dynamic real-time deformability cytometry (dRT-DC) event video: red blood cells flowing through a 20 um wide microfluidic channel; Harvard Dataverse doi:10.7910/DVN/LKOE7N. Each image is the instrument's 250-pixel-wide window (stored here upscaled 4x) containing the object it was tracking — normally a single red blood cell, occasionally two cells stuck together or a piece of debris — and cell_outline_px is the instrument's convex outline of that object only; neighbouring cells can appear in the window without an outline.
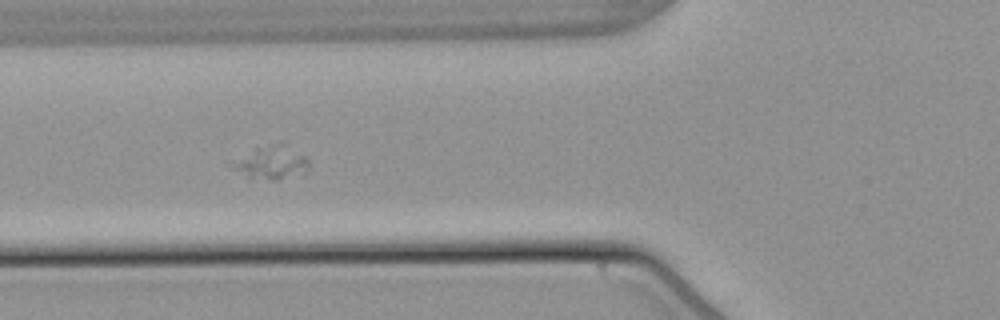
{"species": "common noctule bat (a hibernating species)", "species_latin": "Nyctalus noctula", "temperature_condition": "warm", "stored_images_in_passage": 36, "camera_frame_rate_fps": 3000, "um_per_image_px": 0.085, "animal": {"sex": "male", "body_mass_g": 21.5, "forearm_length_mm": 52.0}, "frame": {"image": 1, "passage_image": 6, "time_ms": 1.667, "image_size_px": [1000, 320], "cell_outline_px": [[308, 164], [276, 180], [248, 180], [228, 164], [256, 148], [280, 140], [284, 140], [304, 156], [308, 160]], "centroid_in_image_um": [22.93, 13.76], "position_along_channel_um": 102.9, "area_um2": 14.51}}
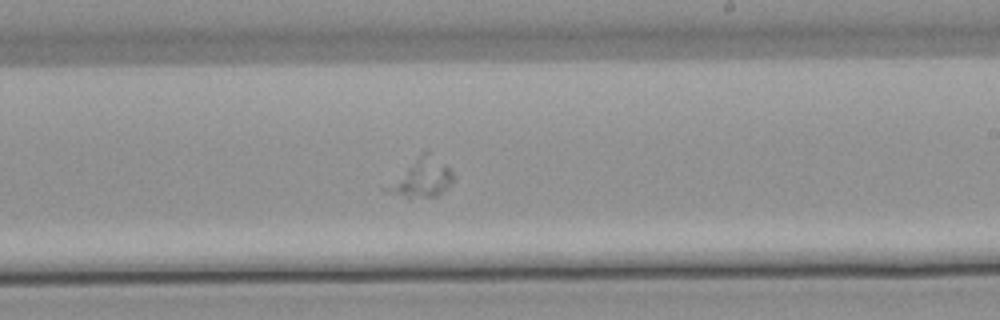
{"frame": {"image": 2, "passage_image": 18, "time_ms": 5.667, "image_size_px": [1000, 320], "cell_outline_px": [[452, 180], [448, 188], [436, 196], [408, 196], [380, 188], [420, 152], [428, 148], [452, 172]], "centroid_in_image_um": [35.8, 15.03], "position_along_channel_um": 253.2, "area_um2": 14.91}}
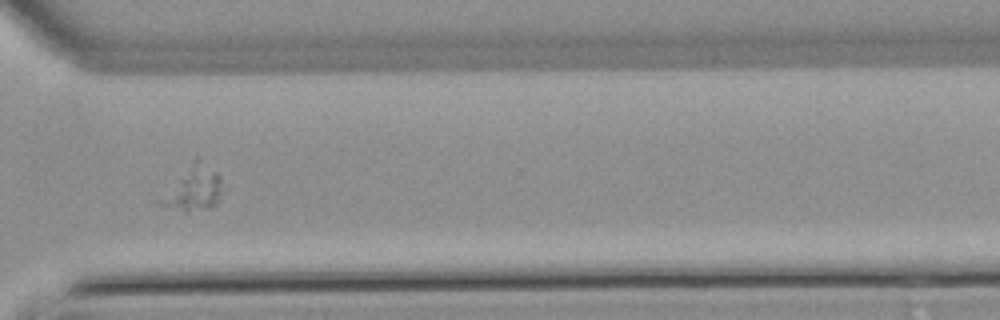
{"frame": {"image": 3, "passage_image": 26, "time_ms": 8.333, "image_size_px": [1000, 320], "cell_outline_px": [[220, 192], [216, 204], [208, 208], [188, 212], [184, 212], [160, 204], [180, 180], [212, 172], [216, 172], [220, 176]], "centroid_in_image_um": [16.54, 16.42], "position_along_channel_um": 354.1, "area_um2": 11.73}}